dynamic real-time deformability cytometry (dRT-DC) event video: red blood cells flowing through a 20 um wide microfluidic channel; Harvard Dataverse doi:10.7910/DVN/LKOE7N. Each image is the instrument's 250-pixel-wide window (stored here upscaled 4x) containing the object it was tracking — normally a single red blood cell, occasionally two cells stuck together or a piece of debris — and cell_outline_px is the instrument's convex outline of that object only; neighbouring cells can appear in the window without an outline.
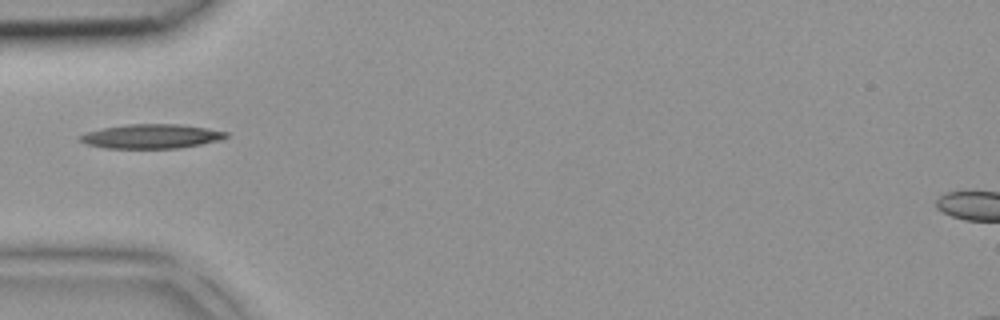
{"species": "common noctule bat (a hibernating species)", "species_latin": "Nyctalus noctula", "temperature_condition": "room temperature", "stored_images_in_passage": 1, "camera_frame_rate_fps": 3000, "um_per_image_px": 0.085, "animal": {"sex": "female", "body_mass_g": 18.4}, "frame": {"image": 1, "passage_image": 1, "time_ms": 0.0, "image_size_px": [1000, 320], "cell_outline_px": [[228, 136], [224, 140], [180, 148], [108, 148], [88, 144], [80, 140], [80, 136], [88, 132], [104, 128], [128, 124], [180, 124], [208, 128], [228, 132]], "centroid_in_image_um": [12.97, 11.58], "position_along_channel_um": 72.0, "area_um2": 20.58}}